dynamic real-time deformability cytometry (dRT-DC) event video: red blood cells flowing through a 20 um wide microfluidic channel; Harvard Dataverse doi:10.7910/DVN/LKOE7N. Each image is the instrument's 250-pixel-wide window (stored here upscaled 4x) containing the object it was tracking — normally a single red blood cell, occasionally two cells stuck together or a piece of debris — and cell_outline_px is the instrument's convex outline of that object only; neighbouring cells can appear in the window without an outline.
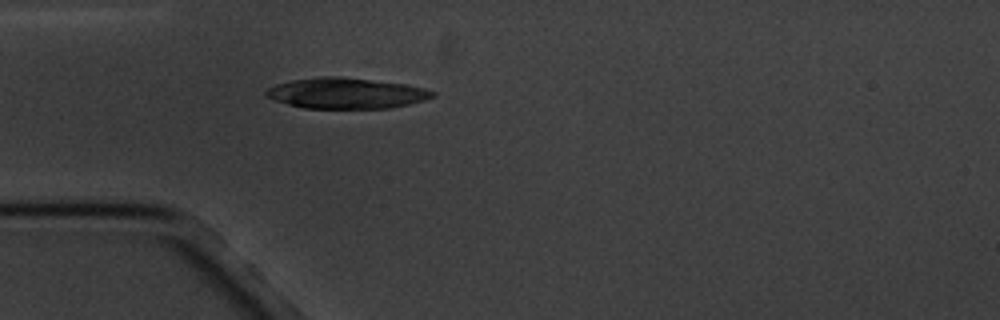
{"species": "common noctule bat (a hibernating species)", "species_latin": "Nyctalus noctula", "temperature_condition": "cold", "stored_images_in_passage": 3, "camera_frame_rate_fps": 3000, "um_per_image_px": 0.085, "animal": {"sex": "male", "body_mass_g": 20.1, "forearm_length_mm": 53.5}, "frame": {"image": 1, "passage_image": 3, "time_ms": 3.333, "image_size_px": [1000, 320], "cell_outline_px": [[436, 96], [408, 104], [388, 108], [304, 108], [272, 100], [264, 92], [268, 88], [276, 84], [292, 80], [320, 76], [344, 76], [404, 84], [424, 88], [436, 92]], "centroid_in_image_um": [29.41, 7.91], "position_along_channel_um": 55.6, "area_um2": 29.77}}